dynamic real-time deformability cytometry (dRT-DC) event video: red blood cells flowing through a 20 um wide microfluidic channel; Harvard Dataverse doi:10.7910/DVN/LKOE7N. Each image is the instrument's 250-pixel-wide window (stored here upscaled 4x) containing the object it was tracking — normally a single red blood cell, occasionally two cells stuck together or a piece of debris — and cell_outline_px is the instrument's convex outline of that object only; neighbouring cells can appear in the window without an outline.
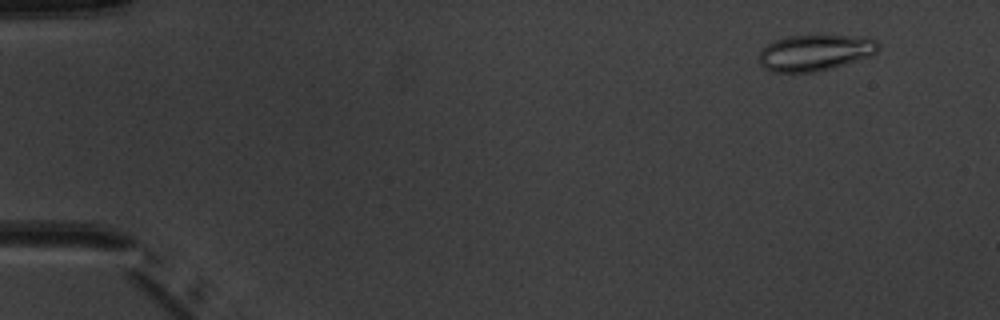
{"species": "common noctule bat (a hibernating species)", "species_latin": "Nyctalus noctula", "temperature_condition": "warm", "stored_images_in_passage": 7, "camera_frame_rate_fps": 3000, "um_per_image_px": 0.085, "animal": {"sex": "male", "body_mass_g": 20.1, "forearm_length_mm": 53.5}, "frame": {"image": 1, "passage_image": 2, "time_ms": 1.0, "image_size_px": [1000, 320], "cell_outline_px": [[880, 48], [876, 52], [868, 56], [832, 68], [816, 72], [772, 72], [764, 68], [760, 64], [760, 52], [768, 44], [776, 40], [788, 36], [852, 36], [876, 40], [880, 44]], "centroid_in_image_um": [69.26, 4.49], "position_along_channel_um": 15.7, "area_um2": 24.68}}
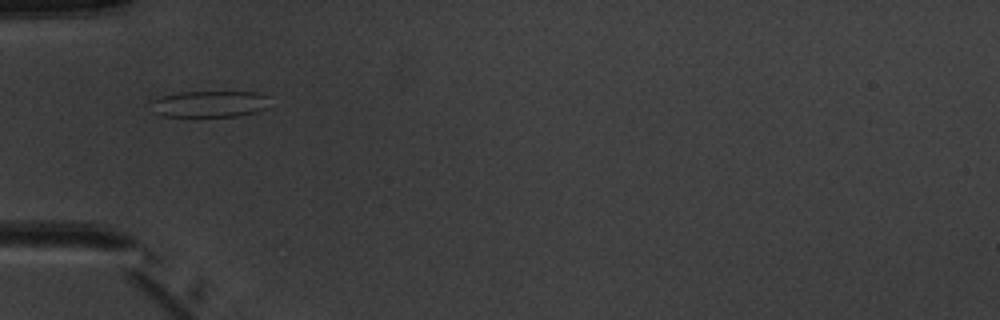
{"frame": {"image": 2, "passage_image": 5, "time_ms": 5.333, "image_size_px": [1000, 320], "cell_outline_px": [[268, 108], [256, 112], [240, 116], [164, 116], [152, 112], [148, 100], [160, 96], [180, 92], [260, 92], [268, 96]], "centroid_in_image_um": [17.78, 8.83], "position_along_channel_um": 67.2, "area_um2": 18.67}}
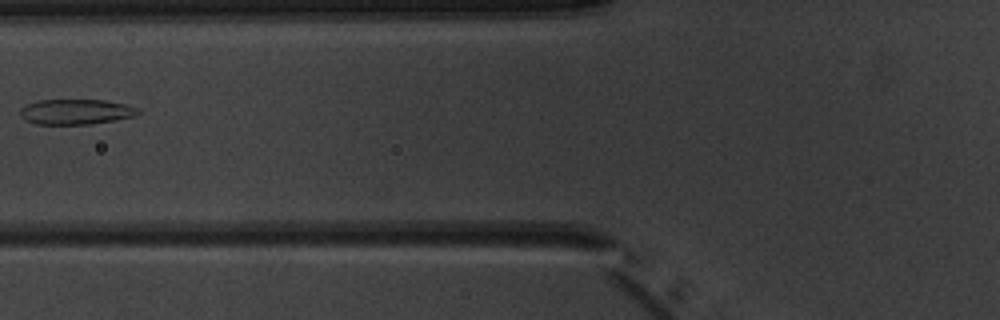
{"frame": {"image": 3, "passage_image": 6, "time_ms": 6.667, "image_size_px": [1000, 320], "cell_outline_px": [[140, 112], [132, 116], [112, 120], [88, 124], [36, 124], [20, 116], [20, 108], [28, 104], [40, 100], [104, 100], [128, 104], [140, 108]], "centroid_in_image_um": [6.47, 9.49], "position_along_channel_um": 119.3, "area_um2": 17.17}}